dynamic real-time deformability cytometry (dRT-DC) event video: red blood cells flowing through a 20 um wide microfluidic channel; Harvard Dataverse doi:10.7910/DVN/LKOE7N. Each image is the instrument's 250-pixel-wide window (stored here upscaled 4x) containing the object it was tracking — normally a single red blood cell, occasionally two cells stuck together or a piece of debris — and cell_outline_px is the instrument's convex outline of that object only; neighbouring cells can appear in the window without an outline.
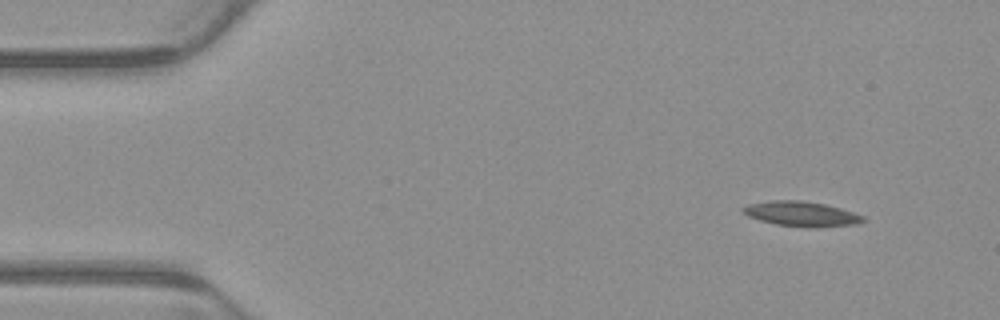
{"species": "common noctule bat (a hibernating species)", "species_latin": "Nyctalus noctula", "temperature_condition": "warm", "stored_images_in_passage": 4, "camera_frame_rate_fps": 3000, "um_per_image_px": 0.085, "animal": {"sex": "male", "body_mass_g": 23.1, "forearm_length_mm": 52.7}, "frame": {"image": 1, "passage_image": 1, "time_ms": 0.0, "image_size_px": [1000, 320], "cell_outline_px": [[868, 220], [856, 224], [816, 228], [812, 228], [776, 224], [760, 220], [748, 216], [740, 208], [748, 204], [772, 200], [800, 200], [824, 204], [840, 208], [864, 216]], "centroid_in_image_um": [68.14, 18.18], "position_along_channel_um": 16.9, "area_um2": 17.46}}
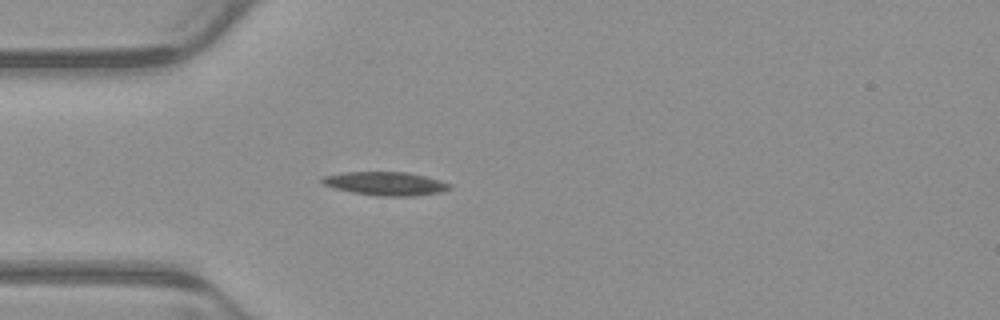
{"frame": {"image": 2, "passage_image": 4, "time_ms": 1.0, "image_size_px": [1000, 320], "cell_outline_px": [[452, 188], [440, 192], [412, 196], [380, 196], [352, 192], [336, 188], [324, 184], [320, 180], [324, 176], [344, 172], [408, 172], [440, 180], [452, 184]], "centroid_in_image_um": [32.81, 15.6], "position_along_channel_um": 52.2, "area_um2": 17.34}}